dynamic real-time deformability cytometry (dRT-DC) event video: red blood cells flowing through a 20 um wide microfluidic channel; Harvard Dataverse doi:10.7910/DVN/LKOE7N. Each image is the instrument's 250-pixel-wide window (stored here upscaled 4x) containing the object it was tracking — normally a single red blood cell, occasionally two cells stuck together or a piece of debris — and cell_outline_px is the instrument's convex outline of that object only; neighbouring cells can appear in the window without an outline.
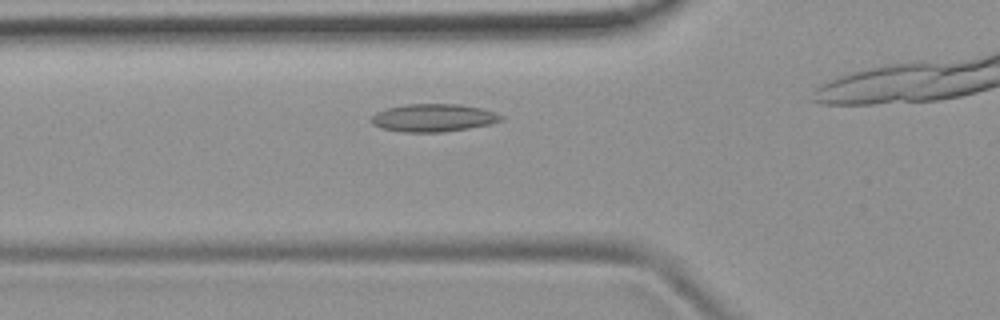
{"species": "common noctule bat (a hibernating species)", "species_latin": "Nyctalus noctula", "temperature_condition": "room temperature", "stored_images_in_passage": 6, "camera_frame_rate_fps": 3000, "um_per_image_px": 0.085, "animal": {"sex": "female", "body_mass_g": 19.9}, "frame": {"image": 1, "passage_image": 5, "time_ms": 5.667, "image_size_px": [1000, 320], "cell_outline_px": [[504, 120], [492, 124], [468, 128], [440, 132], [404, 132], [380, 128], [372, 124], [368, 120], [376, 112], [388, 108], [404, 104], [460, 104], [480, 108], [504, 116]], "centroid_in_image_um": [36.81, 10.01], "position_along_channel_um": 89.0, "area_um2": 21.1}}